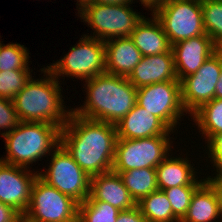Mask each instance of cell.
I'll use <instances>...</instances> for the list:
<instances>
[{
    "mask_svg": "<svg viewBox=\"0 0 222 222\" xmlns=\"http://www.w3.org/2000/svg\"><path fill=\"white\" fill-rule=\"evenodd\" d=\"M127 79L136 87L170 80H178L174 67L173 52L142 56Z\"/></svg>",
    "mask_w": 222,
    "mask_h": 222,
    "instance_id": "ac0fdd59",
    "label": "cell"
},
{
    "mask_svg": "<svg viewBox=\"0 0 222 222\" xmlns=\"http://www.w3.org/2000/svg\"><path fill=\"white\" fill-rule=\"evenodd\" d=\"M132 2L119 4H86L79 12L81 22L88 24L93 34H84L101 41L112 38L130 37L144 15L130 7ZM130 5V6H129ZM83 20V21H82Z\"/></svg>",
    "mask_w": 222,
    "mask_h": 222,
    "instance_id": "5b68a950",
    "label": "cell"
},
{
    "mask_svg": "<svg viewBox=\"0 0 222 222\" xmlns=\"http://www.w3.org/2000/svg\"><path fill=\"white\" fill-rule=\"evenodd\" d=\"M49 156L47 169L38 170V176L78 204L83 203L90 195L91 177L61 144Z\"/></svg>",
    "mask_w": 222,
    "mask_h": 222,
    "instance_id": "ba28073f",
    "label": "cell"
},
{
    "mask_svg": "<svg viewBox=\"0 0 222 222\" xmlns=\"http://www.w3.org/2000/svg\"><path fill=\"white\" fill-rule=\"evenodd\" d=\"M177 79L194 74L216 52V45L207 35H200L172 45Z\"/></svg>",
    "mask_w": 222,
    "mask_h": 222,
    "instance_id": "5bb4252c",
    "label": "cell"
},
{
    "mask_svg": "<svg viewBox=\"0 0 222 222\" xmlns=\"http://www.w3.org/2000/svg\"><path fill=\"white\" fill-rule=\"evenodd\" d=\"M116 141V125L73 112L61 128L60 144L90 177L112 171Z\"/></svg>",
    "mask_w": 222,
    "mask_h": 222,
    "instance_id": "6da1fadb",
    "label": "cell"
},
{
    "mask_svg": "<svg viewBox=\"0 0 222 222\" xmlns=\"http://www.w3.org/2000/svg\"><path fill=\"white\" fill-rule=\"evenodd\" d=\"M200 186L201 185H182L163 190L171 203L173 214L180 221L186 215L192 196Z\"/></svg>",
    "mask_w": 222,
    "mask_h": 222,
    "instance_id": "f1b7e54d",
    "label": "cell"
},
{
    "mask_svg": "<svg viewBox=\"0 0 222 222\" xmlns=\"http://www.w3.org/2000/svg\"><path fill=\"white\" fill-rule=\"evenodd\" d=\"M205 147L207 157L210 158V162L214 167L215 173L217 175L222 172V133L213 135L206 143ZM208 149V150H207Z\"/></svg>",
    "mask_w": 222,
    "mask_h": 222,
    "instance_id": "4dcf8cb0",
    "label": "cell"
},
{
    "mask_svg": "<svg viewBox=\"0 0 222 222\" xmlns=\"http://www.w3.org/2000/svg\"><path fill=\"white\" fill-rule=\"evenodd\" d=\"M125 2H132L135 3L134 0H93L92 3H99V4H119Z\"/></svg>",
    "mask_w": 222,
    "mask_h": 222,
    "instance_id": "e575fe53",
    "label": "cell"
},
{
    "mask_svg": "<svg viewBox=\"0 0 222 222\" xmlns=\"http://www.w3.org/2000/svg\"><path fill=\"white\" fill-rule=\"evenodd\" d=\"M19 222H28L24 218H22Z\"/></svg>",
    "mask_w": 222,
    "mask_h": 222,
    "instance_id": "ab89813d",
    "label": "cell"
},
{
    "mask_svg": "<svg viewBox=\"0 0 222 222\" xmlns=\"http://www.w3.org/2000/svg\"><path fill=\"white\" fill-rule=\"evenodd\" d=\"M173 155V156H172ZM174 154H169L157 167V183L158 190L173 188L182 185H202L208 177L202 179L198 178V170L194 164L186 157L183 158ZM190 161V162H189ZM194 166V167H193ZM197 170V171H195ZM199 179V180H198Z\"/></svg>",
    "mask_w": 222,
    "mask_h": 222,
    "instance_id": "d6986e66",
    "label": "cell"
},
{
    "mask_svg": "<svg viewBox=\"0 0 222 222\" xmlns=\"http://www.w3.org/2000/svg\"><path fill=\"white\" fill-rule=\"evenodd\" d=\"M208 178L214 179V181L220 186V189L222 191V172L217 174L216 176L207 175Z\"/></svg>",
    "mask_w": 222,
    "mask_h": 222,
    "instance_id": "74e56055",
    "label": "cell"
},
{
    "mask_svg": "<svg viewBox=\"0 0 222 222\" xmlns=\"http://www.w3.org/2000/svg\"><path fill=\"white\" fill-rule=\"evenodd\" d=\"M216 53L221 57L222 59V40L219 41L217 44H216Z\"/></svg>",
    "mask_w": 222,
    "mask_h": 222,
    "instance_id": "f35d334b",
    "label": "cell"
},
{
    "mask_svg": "<svg viewBox=\"0 0 222 222\" xmlns=\"http://www.w3.org/2000/svg\"><path fill=\"white\" fill-rule=\"evenodd\" d=\"M23 218L28 222H78V203L37 176Z\"/></svg>",
    "mask_w": 222,
    "mask_h": 222,
    "instance_id": "9c48e42d",
    "label": "cell"
},
{
    "mask_svg": "<svg viewBox=\"0 0 222 222\" xmlns=\"http://www.w3.org/2000/svg\"><path fill=\"white\" fill-rule=\"evenodd\" d=\"M17 111L15 110L13 100L0 98V135L4 137L13 129H15L19 123ZM2 130V131H1Z\"/></svg>",
    "mask_w": 222,
    "mask_h": 222,
    "instance_id": "f546056e",
    "label": "cell"
},
{
    "mask_svg": "<svg viewBox=\"0 0 222 222\" xmlns=\"http://www.w3.org/2000/svg\"><path fill=\"white\" fill-rule=\"evenodd\" d=\"M190 118L206 143L213 135L222 133V99L214 98L206 102Z\"/></svg>",
    "mask_w": 222,
    "mask_h": 222,
    "instance_id": "7402d4cb",
    "label": "cell"
},
{
    "mask_svg": "<svg viewBox=\"0 0 222 222\" xmlns=\"http://www.w3.org/2000/svg\"><path fill=\"white\" fill-rule=\"evenodd\" d=\"M170 135L139 139L117 138L112 171L120 173L132 169L156 168L173 151ZM172 144V145H171Z\"/></svg>",
    "mask_w": 222,
    "mask_h": 222,
    "instance_id": "52a82bcc",
    "label": "cell"
},
{
    "mask_svg": "<svg viewBox=\"0 0 222 222\" xmlns=\"http://www.w3.org/2000/svg\"><path fill=\"white\" fill-rule=\"evenodd\" d=\"M215 98L222 99V70H221L219 81L217 82L216 87H215Z\"/></svg>",
    "mask_w": 222,
    "mask_h": 222,
    "instance_id": "d590c367",
    "label": "cell"
},
{
    "mask_svg": "<svg viewBox=\"0 0 222 222\" xmlns=\"http://www.w3.org/2000/svg\"><path fill=\"white\" fill-rule=\"evenodd\" d=\"M84 82L86 99L74 114L116 125L136 105L137 88L127 77L105 73Z\"/></svg>",
    "mask_w": 222,
    "mask_h": 222,
    "instance_id": "7a4b0ae2",
    "label": "cell"
},
{
    "mask_svg": "<svg viewBox=\"0 0 222 222\" xmlns=\"http://www.w3.org/2000/svg\"><path fill=\"white\" fill-rule=\"evenodd\" d=\"M40 70L44 77H31L14 97L15 110L20 121L45 122L62 128L67 124L72 108H67L64 103L65 97L61 93L62 82L58 81L46 67Z\"/></svg>",
    "mask_w": 222,
    "mask_h": 222,
    "instance_id": "3957f363",
    "label": "cell"
},
{
    "mask_svg": "<svg viewBox=\"0 0 222 222\" xmlns=\"http://www.w3.org/2000/svg\"><path fill=\"white\" fill-rule=\"evenodd\" d=\"M119 175L136 203L158 190L156 168L132 169Z\"/></svg>",
    "mask_w": 222,
    "mask_h": 222,
    "instance_id": "603a6c76",
    "label": "cell"
},
{
    "mask_svg": "<svg viewBox=\"0 0 222 222\" xmlns=\"http://www.w3.org/2000/svg\"><path fill=\"white\" fill-rule=\"evenodd\" d=\"M171 45L206 34L201 0L165 2L155 13Z\"/></svg>",
    "mask_w": 222,
    "mask_h": 222,
    "instance_id": "30bf717a",
    "label": "cell"
},
{
    "mask_svg": "<svg viewBox=\"0 0 222 222\" xmlns=\"http://www.w3.org/2000/svg\"><path fill=\"white\" fill-rule=\"evenodd\" d=\"M222 70V59L215 52L192 75L181 81V101L188 117L215 98V87Z\"/></svg>",
    "mask_w": 222,
    "mask_h": 222,
    "instance_id": "7c38bea8",
    "label": "cell"
},
{
    "mask_svg": "<svg viewBox=\"0 0 222 222\" xmlns=\"http://www.w3.org/2000/svg\"><path fill=\"white\" fill-rule=\"evenodd\" d=\"M22 218L17 210L0 202V222H19Z\"/></svg>",
    "mask_w": 222,
    "mask_h": 222,
    "instance_id": "d6a6232c",
    "label": "cell"
},
{
    "mask_svg": "<svg viewBox=\"0 0 222 222\" xmlns=\"http://www.w3.org/2000/svg\"><path fill=\"white\" fill-rule=\"evenodd\" d=\"M136 103L159 117L174 132L177 130L179 121H182L181 119L187 115L181 101V82L179 80L137 88Z\"/></svg>",
    "mask_w": 222,
    "mask_h": 222,
    "instance_id": "8fae6325",
    "label": "cell"
},
{
    "mask_svg": "<svg viewBox=\"0 0 222 222\" xmlns=\"http://www.w3.org/2000/svg\"><path fill=\"white\" fill-rule=\"evenodd\" d=\"M76 10L79 12L86 4L92 3L93 0H76Z\"/></svg>",
    "mask_w": 222,
    "mask_h": 222,
    "instance_id": "8d00e7d4",
    "label": "cell"
},
{
    "mask_svg": "<svg viewBox=\"0 0 222 222\" xmlns=\"http://www.w3.org/2000/svg\"><path fill=\"white\" fill-rule=\"evenodd\" d=\"M221 220L222 191L214 179L208 178L193 194L188 211L180 222H222Z\"/></svg>",
    "mask_w": 222,
    "mask_h": 222,
    "instance_id": "9a60e30c",
    "label": "cell"
},
{
    "mask_svg": "<svg viewBox=\"0 0 222 222\" xmlns=\"http://www.w3.org/2000/svg\"><path fill=\"white\" fill-rule=\"evenodd\" d=\"M116 222H147V220L136 205L132 209L120 211Z\"/></svg>",
    "mask_w": 222,
    "mask_h": 222,
    "instance_id": "1f68e13d",
    "label": "cell"
},
{
    "mask_svg": "<svg viewBox=\"0 0 222 222\" xmlns=\"http://www.w3.org/2000/svg\"><path fill=\"white\" fill-rule=\"evenodd\" d=\"M33 70L0 71V98L13 100L32 77Z\"/></svg>",
    "mask_w": 222,
    "mask_h": 222,
    "instance_id": "83f0119b",
    "label": "cell"
},
{
    "mask_svg": "<svg viewBox=\"0 0 222 222\" xmlns=\"http://www.w3.org/2000/svg\"><path fill=\"white\" fill-rule=\"evenodd\" d=\"M117 138L139 139L174 133L159 117L136 105L116 124Z\"/></svg>",
    "mask_w": 222,
    "mask_h": 222,
    "instance_id": "2e32d148",
    "label": "cell"
},
{
    "mask_svg": "<svg viewBox=\"0 0 222 222\" xmlns=\"http://www.w3.org/2000/svg\"><path fill=\"white\" fill-rule=\"evenodd\" d=\"M137 206L147 222H180L173 214L171 203L162 190L154 191L143 197Z\"/></svg>",
    "mask_w": 222,
    "mask_h": 222,
    "instance_id": "cb8c5ba5",
    "label": "cell"
},
{
    "mask_svg": "<svg viewBox=\"0 0 222 222\" xmlns=\"http://www.w3.org/2000/svg\"><path fill=\"white\" fill-rule=\"evenodd\" d=\"M201 7L205 32L216 45L222 40V2L201 0Z\"/></svg>",
    "mask_w": 222,
    "mask_h": 222,
    "instance_id": "4316f807",
    "label": "cell"
},
{
    "mask_svg": "<svg viewBox=\"0 0 222 222\" xmlns=\"http://www.w3.org/2000/svg\"><path fill=\"white\" fill-rule=\"evenodd\" d=\"M86 200L104 201L120 211L132 209L137 205L120 175L114 171L91 177L90 195Z\"/></svg>",
    "mask_w": 222,
    "mask_h": 222,
    "instance_id": "e0dca14e",
    "label": "cell"
},
{
    "mask_svg": "<svg viewBox=\"0 0 222 222\" xmlns=\"http://www.w3.org/2000/svg\"><path fill=\"white\" fill-rule=\"evenodd\" d=\"M151 15L152 19L144 16L132 32L130 37L135 46L140 50L142 56L172 52V45L161 22L154 14Z\"/></svg>",
    "mask_w": 222,
    "mask_h": 222,
    "instance_id": "44dd1931",
    "label": "cell"
},
{
    "mask_svg": "<svg viewBox=\"0 0 222 222\" xmlns=\"http://www.w3.org/2000/svg\"><path fill=\"white\" fill-rule=\"evenodd\" d=\"M139 1L144 6V8H146V10L148 9V11L150 10L152 12L151 14H154L165 3L164 0H139ZM136 2H138V0Z\"/></svg>",
    "mask_w": 222,
    "mask_h": 222,
    "instance_id": "836d02e7",
    "label": "cell"
},
{
    "mask_svg": "<svg viewBox=\"0 0 222 222\" xmlns=\"http://www.w3.org/2000/svg\"><path fill=\"white\" fill-rule=\"evenodd\" d=\"M2 40V39H0ZM0 41V71L32 70L29 67L31 58L29 50L20 43L2 44Z\"/></svg>",
    "mask_w": 222,
    "mask_h": 222,
    "instance_id": "484cf974",
    "label": "cell"
},
{
    "mask_svg": "<svg viewBox=\"0 0 222 222\" xmlns=\"http://www.w3.org/2000/svg\"><path fill=\"white\" fill-rule=\"evenodd\" d=\"M106 73L128 77L140 62L142 55L131 37L105 41Z\"/></svg>",
    "mask_w": 222,
    "mask_h": 222,
    "instance_id": "ffe728a7",
    "label": "cell"
},
{
    "mask_svg": "<svg viewBox=\"0 0 222 222\" xmlns=\"http://www.w3.org/2000/svg\"><path fill=\"white\" fill-rule=\"evenodd\" d=\"M38 171L0 161V202L17 210L22 216L31 200V189Z\"/></svg>",
    "mask_w": 222,
    "mask_h": 222,
    "instance_id": "4fadbf2b",
    "label": "cell"
},
{
    "mask_svg": "<svg viewBox=\"0 0 222 222\" xmlns=\"http://www.w3.org/2000/svg\"><path fill=\"white\" fill-rule=\"evenodd\" d=\"M119 212L107 202L85 200L78 204V222H116Z\"/></svg>",
    "mask_w": 222,
    "mask_h": 222,
    "instance_id": "d4e9b609",
    "label": "cell"
},
{
    "mask_svg": "<svg viewBox=\"0 0 222 222\" xmlns=\"http://www.w3.org/2000/svg\"><path fill=\"white\" fill-rule=\"evenodd\" d=\"M61 128L45 122H23L4 136L6 156L0 161L31 169L60 145ZM49 154V155H48Z\"/></svg>",
    "mask_w": 222,
    "mask_h": 222,
    "instance_id": "277c9868",
    "label": "cell"
},
{
    "mask_svg": "<svg viewBox=\"0 0 222 222\" xmlns=\"http://www.w3.org/2000/svg\"><path fill=\"white\" fill-rule=\"evenodd\" d=\"M61 59L47 65L58 79L74 77L81 81L106 73L105 42L83 34Z\"/></svg>",
    "mask_w": 222,
    "mask_h": 222,
    "instance_id": "8992f818",
    "label": "cell"
}]
</instances>
